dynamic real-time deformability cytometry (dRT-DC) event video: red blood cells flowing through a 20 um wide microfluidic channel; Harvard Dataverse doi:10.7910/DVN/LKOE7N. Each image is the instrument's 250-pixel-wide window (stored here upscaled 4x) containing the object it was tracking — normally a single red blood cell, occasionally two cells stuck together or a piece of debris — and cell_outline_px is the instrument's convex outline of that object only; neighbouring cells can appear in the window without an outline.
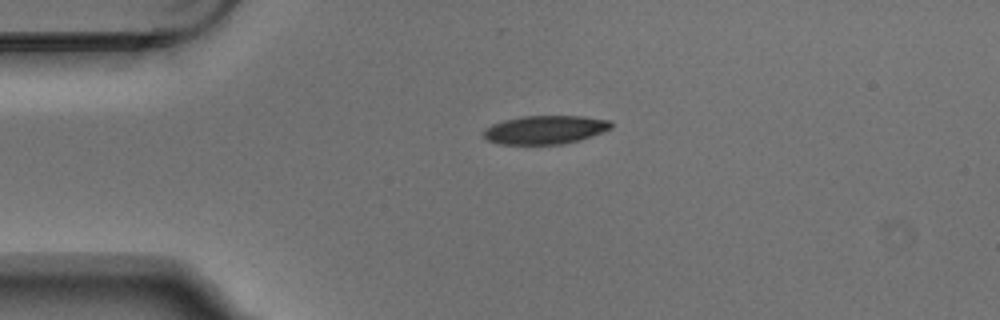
{"species": "Egyptian fruit bat (a non-hibernating species)", "species_latin": "Rousettus aegyptiacus", "temperature_condition": "warm", "stored_images_in_passage": 3, "camera_frame_rate_fps": 3000, "um_per_image_px": 0.085, "animal": {"sex": "male"}, "frame": {"image": 1, "passage_image": 1, "time_ms": 0.0, "image_size_px": [1000, 320], "cell_outline_px": [[612, 128], [592, 136], [580, 140], [564, 144], [500, 144], [484, 140], [484, 128], [492, 124], [504, 120], [524, 116], [584, 116], [612, 120]], "centroid_in_image_um": [46.35, 11.03], "position_along_channel_um": 38.7, "area_um2": 21.39}}
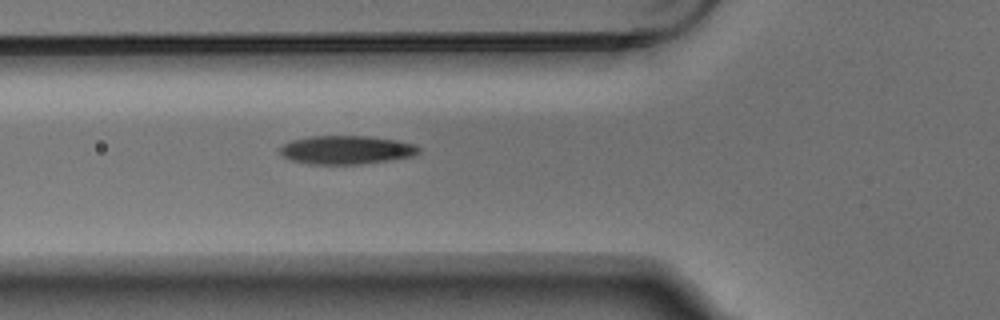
{"frame": {"image": 2, "passage_image": 3, "time_ms": 0.667, "image_size_px": [1000, 320], "cell_outline_px": [[420, 152], [412, 156], [388, 160], [360, 164], [308, 164], [292, 160], [284, 156], [280, 152], [280, 148], [284, 144], [292, 140], [308, 136], [368, 136], [396, 140], [416, 144], [420, 148]], "centroid_in_image_um": [29.45, 12.73], "position_along_channel_um": 96.3, "area_um2": 23.0}}